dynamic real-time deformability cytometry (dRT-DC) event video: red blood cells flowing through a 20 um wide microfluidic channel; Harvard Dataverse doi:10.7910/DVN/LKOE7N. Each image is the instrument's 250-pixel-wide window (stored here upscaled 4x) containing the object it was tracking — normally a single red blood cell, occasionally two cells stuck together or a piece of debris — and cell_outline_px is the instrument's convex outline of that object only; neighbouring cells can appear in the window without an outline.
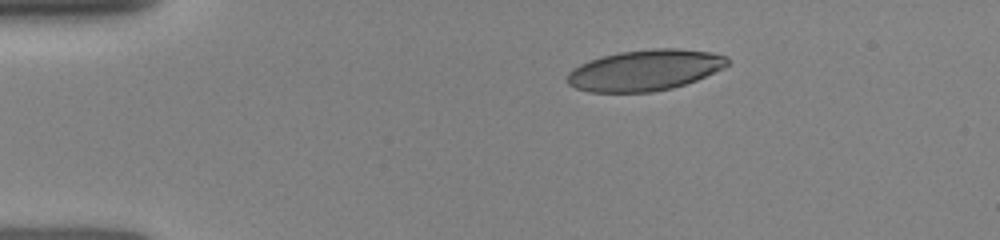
{"species": "human", "species_latin": "Homo sapiens", "temperature_condition": "room temperature", "stored_images_in_passage": 14, "camera_frame_rate_fps": 3000, "um_per_image_px": 0.085, "donor": {"sex": "female"}, "frame": {"image": 1, "passage_image": 1, "time_ms": 0.0, "image_size_px": [1000, 240], "cell_outline_px": [[728, 64], [724, 68], [696, 80], [672, 88], [652, 92], [588, 92], [576, 88], [568, 84], [568, 72], [572, 68], [580, 64], [604, 56], [620, 52], [652, 48], [676, 48], [712, 52], [728, 56]], "centroid_in_image_um": [54.84, 5.96], "position_along_channel_um": 30.2, "area_um2": 38.15}}
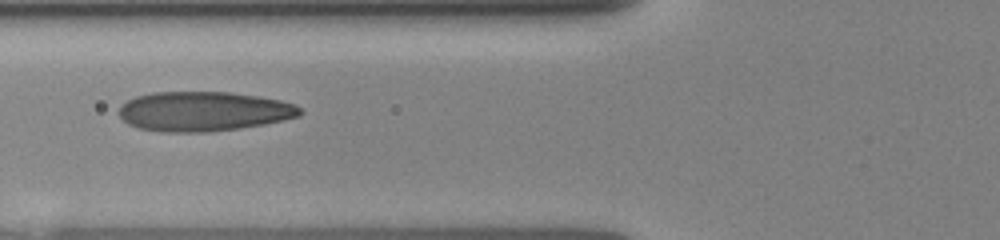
{"frame": {"image": 2, "passage_image": 7, "time_ms": 3.333, "image_size_px": [1000, 240], "cell_outline_px": [[304, 112], [300, 116], [284, 120], [264, 124], [240, 128], [208, 132], [160, 132], [140, 128], [128, 124], [116, 112], [120, 104], [136, 96], [152, 92], [232, 92], [280, 100], [296, 104]], "centroid_in_image_um": [17.29, 9.46], "position_along_channel_um": 108.5, "area_um2": 42.14}}
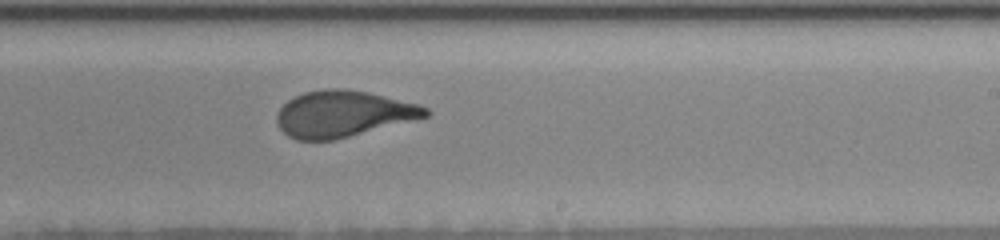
{"frame": {"image": 3, "passage_image": 14, "time_ms": 7.0, "image_size_px": [1000, 240], "cell_outline_px": [[432, 112], [428, 116], [332, 140], [296, 140], [288, 136], [280, 128], [276, 120], [276, 116], [280, 108], [288, 100], [304, 92], [324, 88], [348, 88], [368, 92], [420, 104], [428, 108]], "centroid_in_image_um": [29.15, 9.65], "position_along_channel_um": 259.8, "area_um2": 39.94}}